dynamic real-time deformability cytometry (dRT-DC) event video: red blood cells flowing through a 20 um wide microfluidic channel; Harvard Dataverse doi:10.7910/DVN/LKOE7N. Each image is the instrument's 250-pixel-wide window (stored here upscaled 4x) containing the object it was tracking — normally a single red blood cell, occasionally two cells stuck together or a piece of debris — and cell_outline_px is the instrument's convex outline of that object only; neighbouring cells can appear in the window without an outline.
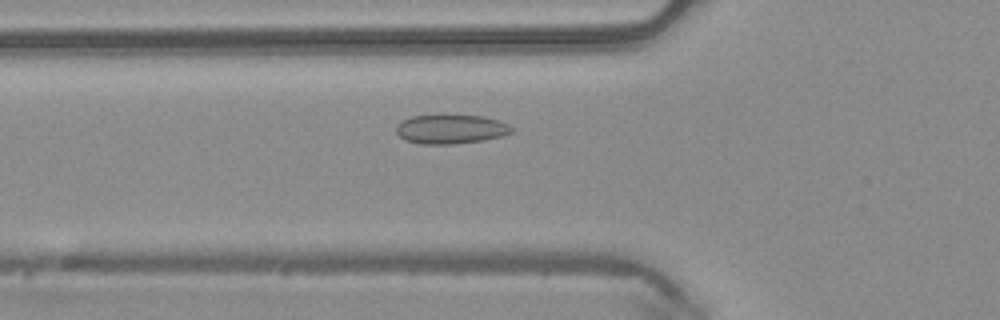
{"species": "common noctule bat (a hibernating species)", "species_latin": "Nyctalus noctula", "temperature_condition": "warm", "stored_images_in_passage": 37, "camera_frame_rate_fps": 3000, "um_per_image_px": 0.085, "animal": {"sex": "male", "body_mass_g": 20.4}, "frame": {"image": 1, "passage_image": 5, "time_ms": 1.333, "image_size_px": [1000, 320], "cell_outline_px": [[512, 132], [500, 136], [484, 140], [452, 144], [420, 144], [404, 140], [396, 132], [396, 128], [404, 120], [412, 116], [484, 116], [500, 120], [508, 124], [512, 128]], "centroid_in_image_um": [38.33, 10.99], "position_along_channel_um": 87.5, "area_um2": 19.31}}
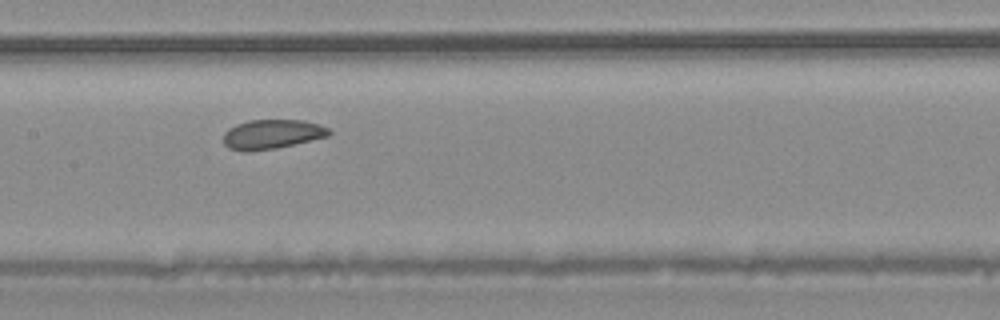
{"frame": {"image": 2, "passage_image": 12, "time_ms": 3.667, "image_size_px": [1000, 320], "cell_outline_px": [[332, 132], [328, 136], [276, 148], [248, 152], [244, 152], [228, 148], [224, 144], [224, 132], [228, 128], [236, 124], [248, 120], [304, 120], [320, 124], [328, 128]], "centroid_in_image_um": [23.09, 11.41], "position_along_channel_um": 184.3, "area_um2": 18.21}}
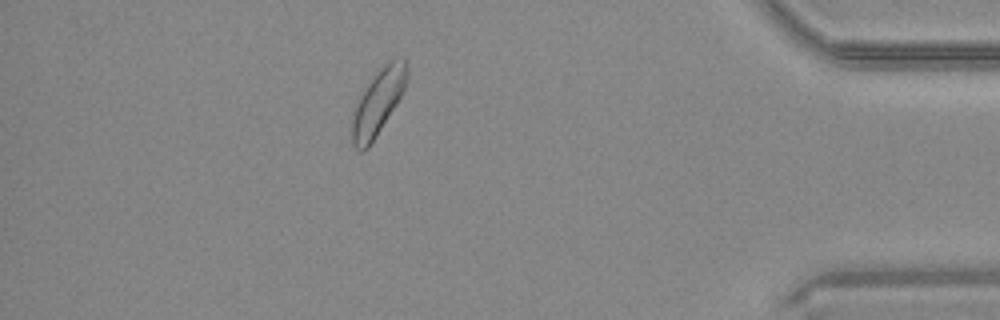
{"frame": {"image": 3, "passage_image": 31, "time_ms": 10.0, "image_size_px": [1000, 320], "cell_outline_px": [[408, 76], [404, 88], [396, 104], [376, 136], [368, 148], [364, 152], [360, 152], [352, 144], [348, 132], [360, 92], [380, 68], [388, 60], [404, 56], [408, 68]], "centroid_in_image_um": [32.09, 8.7], "position_along_channel_um": 403.1, "area_um2": 21.27}, "authors_computed_cell_mechanics": {"area_um2": 19.1318, "velocity_mm_per_s": 4.1202, "shape_relaxation_time_tau1_ms": 3.751, "shape_relaxation_time_tau2_ms": 1.6039, "deformation_change_tau1": 0.0537, "deformation_change_tau2": 0.0584}}